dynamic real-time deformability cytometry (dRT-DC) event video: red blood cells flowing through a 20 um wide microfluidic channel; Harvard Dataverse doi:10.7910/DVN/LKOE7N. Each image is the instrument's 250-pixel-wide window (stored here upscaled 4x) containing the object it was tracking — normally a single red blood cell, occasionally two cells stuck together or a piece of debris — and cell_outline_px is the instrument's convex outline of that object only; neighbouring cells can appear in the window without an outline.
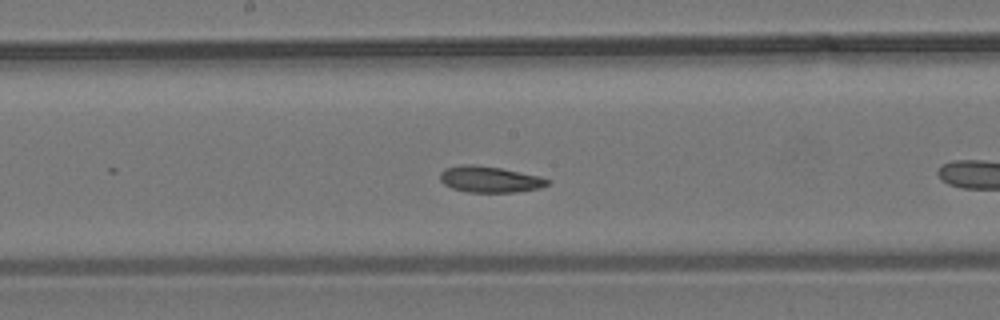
{"species": "common noctule bat (a hibernating species)", "species_latin": "Nyctalus noctula", "temperature_condition": "room temperature", "stored_images_in_passage": 34, "camera_frame_rate_fps": 3000, "um_per_image_px": 0.085, "animal": {"sex": "male", "body_mass_g": 19.2, "forearm_length_mm": 51.8}, "frame": {"image": 1, "passage_image": 15, "time_ms": 4.667, "image_size_px": [1000, 320], "cell_outline_px": [[552, 180], [548, 184], [540, 188], [516, 192], [468, 192], [452, 188], [444, 184], [440, 180], [440, 172], [444, 168], [460, 164], [476, 164], [500, 168], [540, 176]], "centroid_in_image_um": [41.61, 15.23], "position_along_channel_um": 206.6, "area_um2": 16.53}, "authors_computed_cell_mechanics": {"area_um2": 17.051, "velocity_mm_per_s": 3.6658, "shape_relaxation_time_tau1_ms": null, "shape_relaxation_time_tau2_ms": 1.7564, "deformation_change_tau1": null, "deformation_change_tau2": 0.0626}}